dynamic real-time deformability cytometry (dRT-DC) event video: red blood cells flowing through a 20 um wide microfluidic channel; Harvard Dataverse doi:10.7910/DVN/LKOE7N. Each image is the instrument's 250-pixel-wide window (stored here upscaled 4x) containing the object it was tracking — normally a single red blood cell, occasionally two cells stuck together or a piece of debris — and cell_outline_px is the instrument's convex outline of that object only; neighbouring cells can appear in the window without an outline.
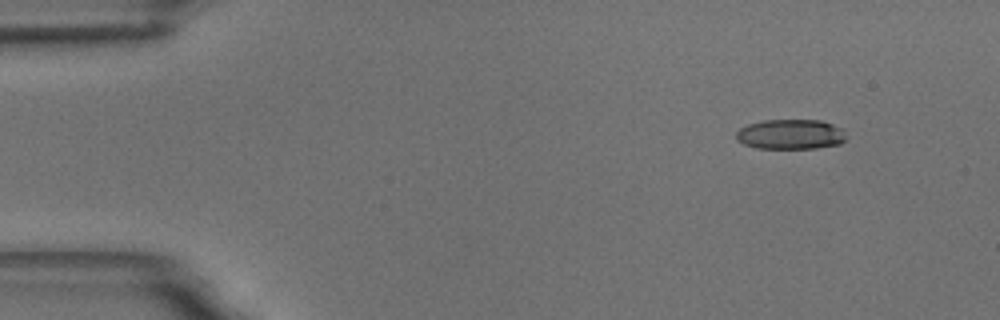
{"species": "common noctule bat (a hibernating species)", "species_latin": "Nyctalus noctula", "temperature_condition": "room temperature", "stored_images_in_passage": 5, "segment_of_instrument_passage": [2, 2], "camera_frame_rate_fps": 3000, "um_per_image_px": 0.085, "animal": {"sex": "male", "body_mass_g": 18.8}, "frame": {"image": 1, "passage_image": 5, "time_ms": 4.667, "image_size_px": [1000, 320], "cell_outline_px": [[848, 136], [840, 144], [816, 148], [756, 148], [744, 144], [736, 140], [736, 132], [740, 128], [748, 124], [764, 120], [820, 120], [844, 128]], "centroid_in_image_um": [67.23, 11.41], "position_along_channel_um": 17.8, "area_um2": 19.42}}